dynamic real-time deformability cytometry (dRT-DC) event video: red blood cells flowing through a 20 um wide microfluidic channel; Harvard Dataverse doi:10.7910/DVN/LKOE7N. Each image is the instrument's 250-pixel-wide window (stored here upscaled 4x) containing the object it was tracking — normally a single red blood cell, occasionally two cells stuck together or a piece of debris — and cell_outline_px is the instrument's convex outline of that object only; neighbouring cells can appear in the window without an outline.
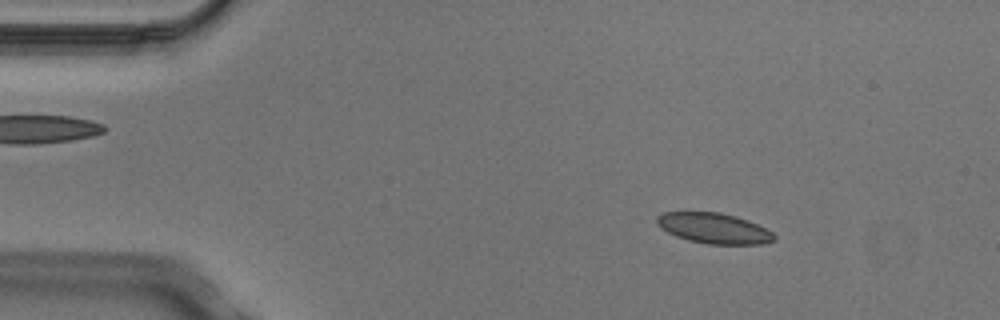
{"species": "Egyptian fruit bat (a non-hibernating species)", "species_latin": "Rousettus aegyptiacus", "temperature_condition": "cold", "stored_images_in_passage": 5, "segment_of_instrument_passage": [1, 2], "camera_frame_rate_fps": 3000, "um_per_image_px": 0.085, "animal": {"sex": "male"}, "frame": {"image": 1, "passage_image": 2, "time_ms": 0.333, "image_size_px": [1000, 320], "cell_outline_px": [[776, 240], [764, 244], [708, 244], [688, 240], [676, 236], [660, 228], [656, 224], [656, 216], [664, 212], [720, 212], [736, 216], [748, 220], [772, 232], [776, 236]], "centroid_in_image_um": [60.67, 19.4], "position_along_channel_um": 24.3, "area_um2": 20.92}}